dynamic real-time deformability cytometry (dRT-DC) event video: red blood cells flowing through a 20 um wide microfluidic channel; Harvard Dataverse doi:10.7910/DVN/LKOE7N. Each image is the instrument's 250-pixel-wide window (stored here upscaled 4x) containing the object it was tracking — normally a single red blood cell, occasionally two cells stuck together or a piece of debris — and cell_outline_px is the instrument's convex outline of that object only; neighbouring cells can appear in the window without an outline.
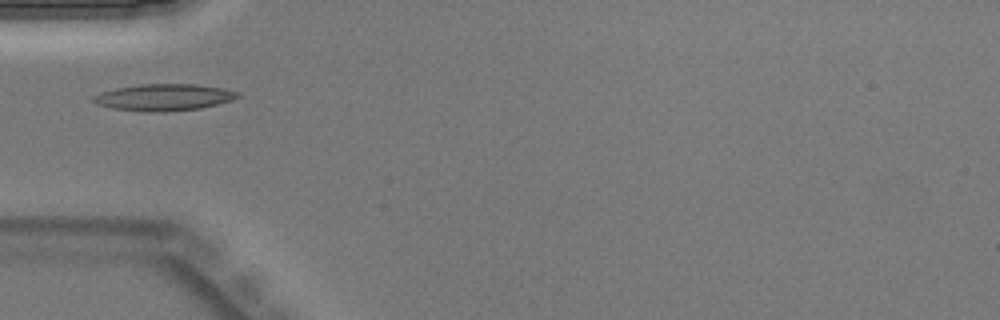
{"species": "Egyptian fruit bat (a non-hibernating species)", "species_latin": "Rousettus aegyptiacus", "temperature_condition": "warm", "stored_images_in_passage": 31, "camera_frame_rate_fps": 3000, "um_per_image_px": 0.085, "animal": {"sex": "male"}, "frame": {"image": 1, "passage_image": 1, "time_ms": 0.0, "image_size_px": [1000, 320], "cell_outline_px": [[240, 96], [232, 100], [200, 108], [164, 112], [140, 112], [112, 108], [96, 104], [92, 100], [92, 96], [100, 92], [116, 88], [140, 84], [196, 84], [224, 88], [240, 92]], "centroid_in_image_um": [13.91, 8.27], "position_along_channel_um": 71.1, "area_um2": 22.66}}
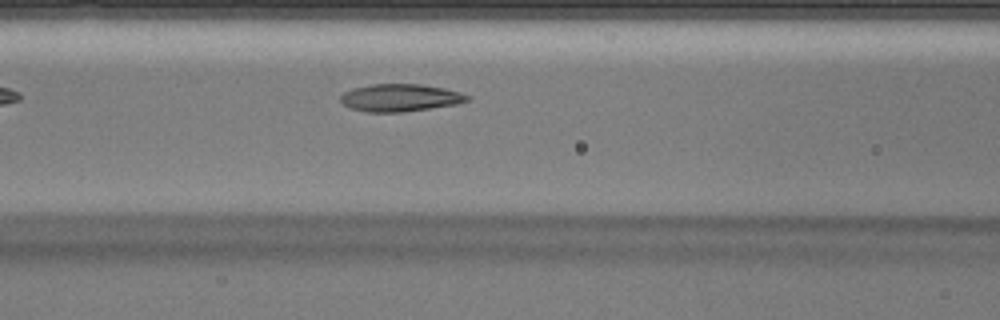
{"frame": {"image": 2, "passage_image": 5, "time_ms": 1.333, "image_size_px": [1000, 320], "cell_outline_px": [[468, 100], [456, 104], [400, 112], [368, 112], [352, 108], [344, 104], [340, 100], [340, 96], [344, 92], [352, 88], [372, 84], [420, 84], [444, 88], [460, 92], [468, 96]], "centroid_in_image_um": [33.98, 8.29], "position_along_channel_um": 132.6, "area_um2": 20.0}}